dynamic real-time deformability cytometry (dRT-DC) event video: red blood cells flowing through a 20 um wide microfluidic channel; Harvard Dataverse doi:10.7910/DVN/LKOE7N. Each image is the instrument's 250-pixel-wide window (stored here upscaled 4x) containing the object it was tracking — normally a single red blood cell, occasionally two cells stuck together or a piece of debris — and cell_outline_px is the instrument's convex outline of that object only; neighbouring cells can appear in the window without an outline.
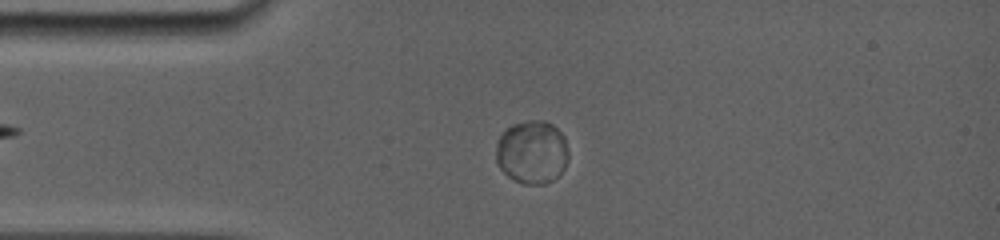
{"species": "common noctule bat (a hibernating species)", "species_latin": "Nyctalus noctula", "temperature_condition": "room temperature", "stored_images_in_passage": 46, "camera_frame_rate_fps": 5000, "um_per_image_px": 0.085, "animal": {"sex": "female", "body_mass_g": 19.0, "forearm_length_mm": 56.7}, "frame": {"image": 1, "passage_image": 10, "time_ms": 3.2, "image_size_px": [1000, 240], "cell_outline_px": [[568, 160], [564, 168], [552, 180], [544, 184], [520, 184], [512, 180], [500, 168], [496, 160], [496, 144], [500, 136], [512, 124], [528, 120], [544, 120], [552, 124], [564, 136], [568, 152]], "centroid_in_image_um": [45.21, 12.93], "position_along_channel_um": 39.8, "area_um2": 26.82}}
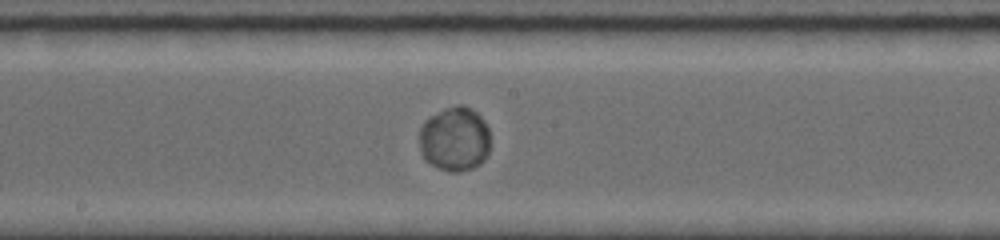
{"frame": {"image": 2, "passage_image": 24, "time_ms": 8.2, "image_size_px": [1000, 240], "cell_outline_px": [[488, 152], [484, 160], [480, 164], [472, 168], [460, 172], [452, 172], [436, 168], [424, 160], [420, 152], [420, 128], [424, 120], [444, 108], [456, 104], [464, 104], [476, 112], [484, 120], [488, 128]], "centroid_in_image_um": [38.62, 11.82], "position_along_channel_um": 209.6, "area_um2": 26.93}}
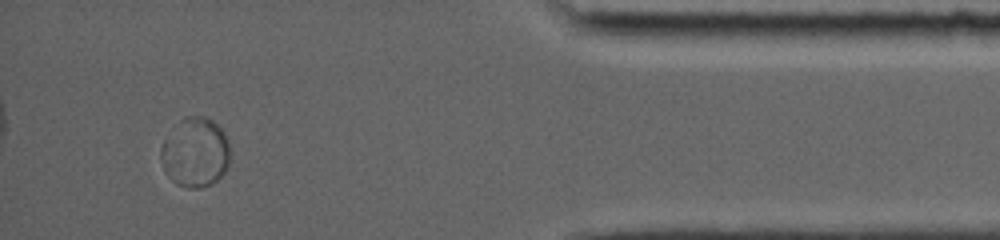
{"frame": {"image": 3, "passage_image": 42, "time_ms": 14.6, "image_size_px": [1000, 240], "cell_outline_px": [[228, 168], [212, 184], [200, 188], [188, 188], [176, 184], [168, 176], [164, 168], [160, 156], [160, 148], [164, 140], [180, 120], [184, 116], [204, 116], [212, 120], [224, 132], [228, 140]], "centroid_in_image_um": [16.59, 12.96], "position_along_channel_um": 418.6, "area_um2": 27.92}, "authors_computed_cell_mechanics": {"area_um2": 26.5302, "velocity_mm_per_s": 3.7742, "shape_relaxation_time_tau1_ms": 0.6862, "shape_relaxation_time_tau2_ms": null, "deformation_change_tau1": 0.0131, "deformation_change_tau2": null}}